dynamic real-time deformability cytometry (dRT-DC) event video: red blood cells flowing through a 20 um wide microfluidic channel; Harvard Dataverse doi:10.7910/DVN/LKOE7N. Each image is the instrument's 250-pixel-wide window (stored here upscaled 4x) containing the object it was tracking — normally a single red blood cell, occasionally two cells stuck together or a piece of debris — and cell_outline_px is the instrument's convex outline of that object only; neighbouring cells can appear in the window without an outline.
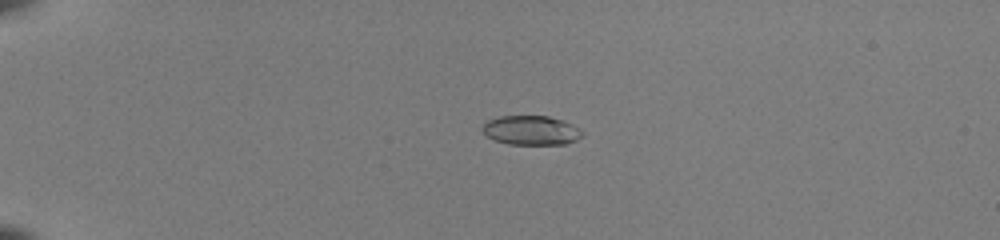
{"species": "common noctule bat (a hibernating species)", "species_latin": "Nyctalus noctula", "temperature_condition": "room temperature", "stored_images_in_passage": 53, "camera_frame_rate_fps": 3000, "um_per_image_px": 0.085, "animal": {"sex": "female", "body_mass_g": 22.0, "forearm_length_mm": 56.7}, "frame": {"image": 1, "passage_image": 15, "time_ms": 4.667, "image_size_px": [1000, 240], "cell_outline_px": [[584, 136], [576, 140], [564, 144], [508, 144], [496, 140], [488, 136], [480, 128], [488, 120], [500, 116], [548, 116], [572, 124], [580, 128], [584, 132]], "centroid_in_image_um": [45.17, 11.08], "position_along_channel_um": 39.8, "area_um2": 16.99}}
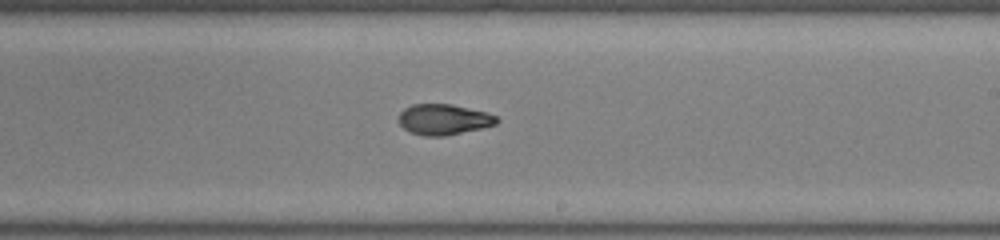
{"frame": {"image": 2, "passage_image": 35, "time_ms": 11.333, "image_size_px": [1000, 240], "cell_outline_px": [[500, 120], [496, 124], [480, 128], [444, 136], [424, 136], [412, 132], [404, 128], [396, 120], [400, 112], [404, 108], [412, 104], [452, 104], [488, 112], [496, 116]], "centroid_in_image_um": [37.7, 10.14], "position_along_channel_um": 251.3, "area_um2": 17.57}}
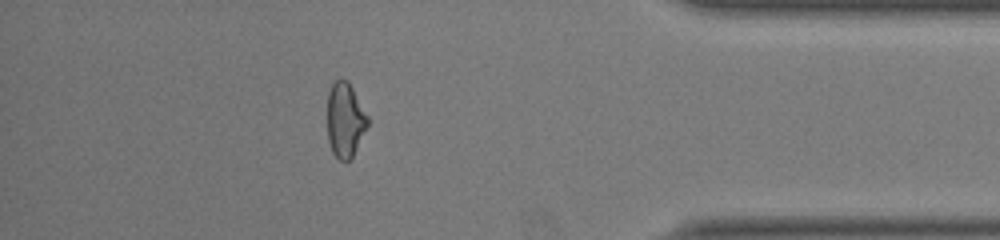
{"frame": {"image": 3, "passage_image": 48, "time_ms": 15.667, "image_size_px": [1000, 240], "cell_outline_px": [[368, 124], [352, 156], [348, 160], [340, 160], [332, 152], [328, 140], [328, 92], [332, 84], [340, 76], [348, 80], [368, 116]], "centroid_in_image_um": [29.32, 10.14], "position_along_channel_um": 405.9, "area_um2": 17.4}, "authors_computed_cell_mechanics": {"area_um2": 18.2648, "velocity_mm_per_s": 4.1105, "shape_relaxation_time_tau1_ms": 11.3623, "shape_relaxation_time_tau2_ms": 2.126, "deformation_change_tau1": 0.3007, "deformation_change_tau2": 0.0747}}